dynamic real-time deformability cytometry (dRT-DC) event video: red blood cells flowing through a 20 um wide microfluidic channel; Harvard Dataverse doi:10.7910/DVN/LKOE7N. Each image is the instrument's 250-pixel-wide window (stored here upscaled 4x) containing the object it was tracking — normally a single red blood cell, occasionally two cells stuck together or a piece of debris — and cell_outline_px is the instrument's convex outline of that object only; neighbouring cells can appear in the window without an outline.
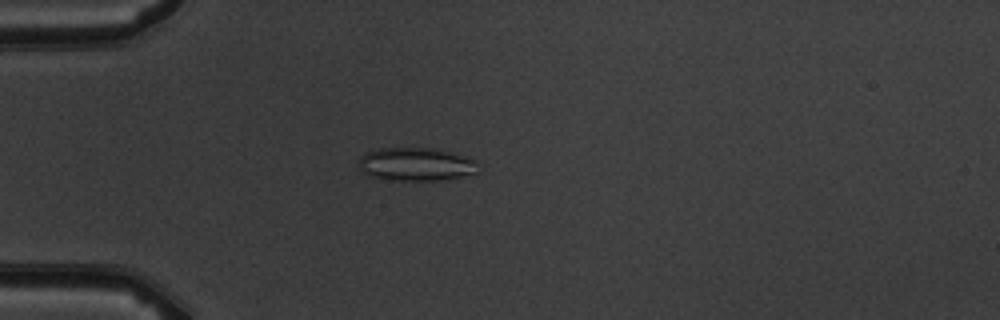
{"species": "common noctule bat (a hibernating species)", "species_latin": "Nyctalus noctula", "temperature_condition": "warm", "stored_images_in_passage": 3, "camera_frame_rate_fps": 3000, "um_per_image_px": 0.085, "animal": {"sex": "male", "body_mass_g": 19.5, "forearm_length_mm": 54.6}, "frame": {"image": 1, "passage_image": 2, "time_ms": 1.333, "image_size_px": [1000, 320], "cell_outline_px": [[480, 172], [440, 180], [388, 180], [368, 176], [360, 168], [360, 156], [364, 152], [380, 148], [432, 148], [448, 152], [476, 160]], "centroid_in_image_um": [35.33, 13.96], "position_along_channel_um": 49.7, "area_um2": 23.06}}